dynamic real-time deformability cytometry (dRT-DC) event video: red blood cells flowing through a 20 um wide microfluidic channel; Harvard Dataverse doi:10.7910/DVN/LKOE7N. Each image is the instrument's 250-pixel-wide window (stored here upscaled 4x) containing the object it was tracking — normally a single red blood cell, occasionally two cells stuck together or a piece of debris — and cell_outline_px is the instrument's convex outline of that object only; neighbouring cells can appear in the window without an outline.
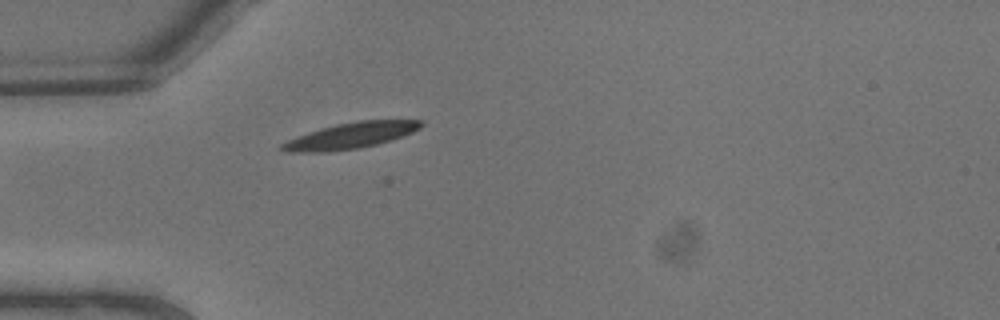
{"species": "common noctule bat (a hibernating species)", "species_latin": "Nyctalus noctula", "temperature_condition": "warm", "stored_images_in_passage": 1, "camera_frame_rate_fps": 3000, "um_per_image_px": 0.085, "animal": {"sex": "male", "body_mass_g": 13.3}, "frame": {"image": 1, "passage_image": 1, "time_ms": 0.0, "image_size_px": [1000, 320], "cell_outline_px": [[424, 124], [420, 128], [404, 136], [376, 144], [360, 148], [328, 152], [288, 152], [280, 148], [280, 144], [288, 140], [320, 128], [336, 124], [360, 120], [424, 120]], "centroid_in_image_um": [29.83, 11.52], "position_along_channel_um": 55.2, "area_um2": 20.98}}